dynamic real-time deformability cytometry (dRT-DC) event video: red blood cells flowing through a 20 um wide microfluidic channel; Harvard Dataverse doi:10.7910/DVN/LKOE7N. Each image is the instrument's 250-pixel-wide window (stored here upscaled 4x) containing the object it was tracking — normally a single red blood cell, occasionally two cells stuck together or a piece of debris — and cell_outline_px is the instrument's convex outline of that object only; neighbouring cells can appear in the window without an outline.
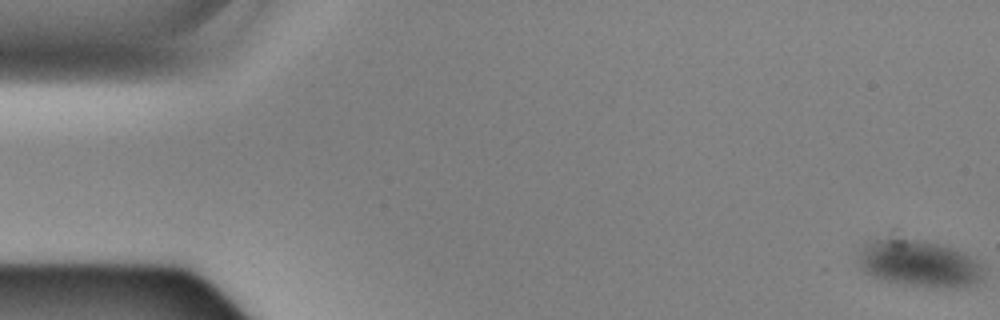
{"species": "Egyptian fruit bat (a non-hibernating species)", "species_latin": "Rousettus aegyptiacus", "temperature_condition": "cold", "stored_images_in_passage": 59, "camera_frame_rate_fps": 3000, "um_per_image_px": 0.085, "animal": {"sex": "male"}, "frame": {"image": 1, "passage_image": 1, "time_ms": 0.0, "image_size_px": [1000, 320], "cell_outline_px": [[984, 276], [976, 284], [956, 288], [940, 288], [908, 284], [880, 280], [864, 272], [860, 268], [856, 260], [856, 256], [868, 244], [876, 240], [916, 240], [936, 244], [952, 248], [976, 260], [984, 268]], "centroid_in_image_um": [78.14, 22.45], "position_along_channel_um": 6.9, "area_um2": 33.58}}
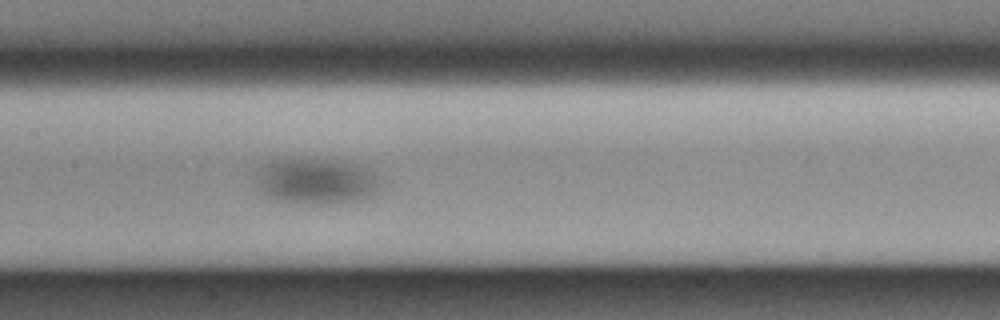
{"frame": {"image": 2, "passage_image": 28, "time_ms": 9.0, "image_size_px": [1000, 320], "cell_outline_px": [[380, 188], [372, 196], [364, 200], [340, 204], [308, 204], [276, 200], [268, 196], [256, 184], [256, 172], [264, 164], [280, 160], [336, 160], [352, 164], [372, 172], [380, 176]], "centroid_in_image_um": [26.93, 15.45], "position_along_channel_um": 180.5, "area_um2": 33.12}}
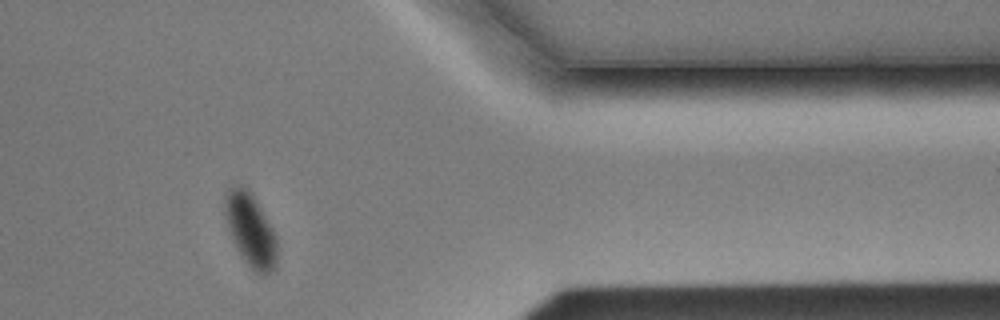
{"frame": {"image": 3, "passage_image": 48, "time_ms": 15.667, "image_size_px": [1000, 320], "cell_outline_px": [[276, 268], [272, 272], [260, 276], [244, 260], [236, 248], [232, 240], [224, 216], [224, 196], [228, 188], [236, 184], [252, 192], [272, 228], [276, 236]], "centroid_in_image_um": [21.27, 19.54], "position_along_channel_um": 390.1, "area_um2": 22.37}}